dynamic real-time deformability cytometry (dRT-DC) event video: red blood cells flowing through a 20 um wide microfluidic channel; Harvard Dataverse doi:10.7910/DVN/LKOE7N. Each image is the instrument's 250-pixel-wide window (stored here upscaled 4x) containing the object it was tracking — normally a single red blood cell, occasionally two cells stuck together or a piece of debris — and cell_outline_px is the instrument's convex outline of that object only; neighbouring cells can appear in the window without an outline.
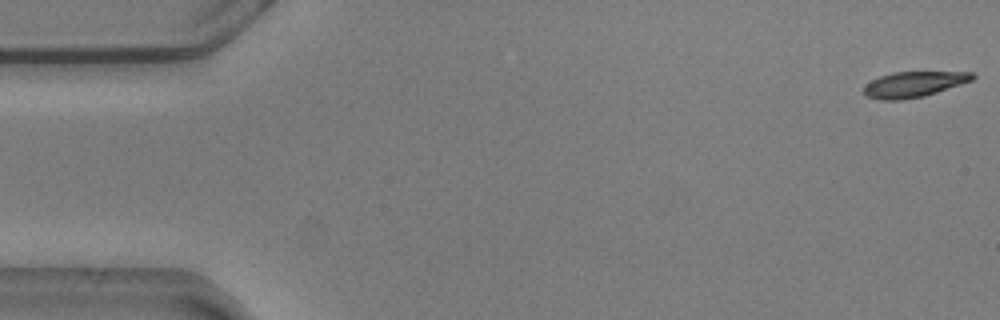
{"species": "common noctule bat (a hibernating species)", "species_latin": "Nyctalus noctula", "temperature_condition": "warm", "stored_images_in_passage": 9, "camera_frame_rate_fps": 3000, "um_per_image_px": 0.085, "animal": {"sex": "male", "body_mass_g": 20.5, "forearm_length_mm": 52.5}, "frame": {"image": 1, "passage_image": 1, "time_ms": 0.0, "image_size_px": [1000, 320], "cell_outline_px": [[976, 76], [972, 80], [924, 96], [900, 100], [880, 100], [868, 96], [864, 92], [864, 84], [880, 76], [892, 72], [972, 72]], "centroid_in_image_um": [77.64, 7.16], "position_along_channel_um": 7.4, "area_um2": 16.01}}